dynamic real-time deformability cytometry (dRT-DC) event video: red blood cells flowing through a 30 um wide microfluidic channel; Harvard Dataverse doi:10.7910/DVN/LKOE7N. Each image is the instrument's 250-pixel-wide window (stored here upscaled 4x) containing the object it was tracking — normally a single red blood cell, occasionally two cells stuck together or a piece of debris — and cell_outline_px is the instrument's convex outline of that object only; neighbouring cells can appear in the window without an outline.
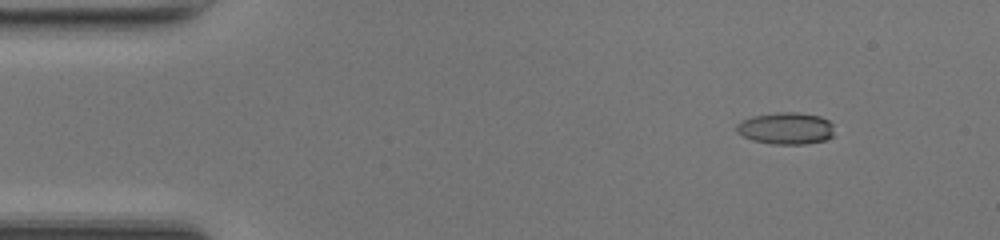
{"species": "common noctule bat (a hibernating species)", "species_latin": "Nyctalus noctula", "temperature_condition": "room temperature", "stored_images_in_passage": 45, "camera_frame_rate_fps": 3000, "um_per_image_px": 0.085, "animal": {"sex": "female", "body_mass_g": 17.0, "forearm_length_mm": 48.0}, "frame": {"image": 1, "passage_image": 1, "time_ms": 0.0, "image_size_px": [1000, 240], "cell_outline_px": [[832, 136], [824, 140], [804, 144], [772, 144], [752, 140], [736, 132], [736, 124], [752, 116], [776, 112], [796, 112], [820, 116], [828, 120], [832, 124]], "centroid_in_image_um": [66.78, 10.9], "position_along_channel_um": 18.2, "area_um2": 18.09}}
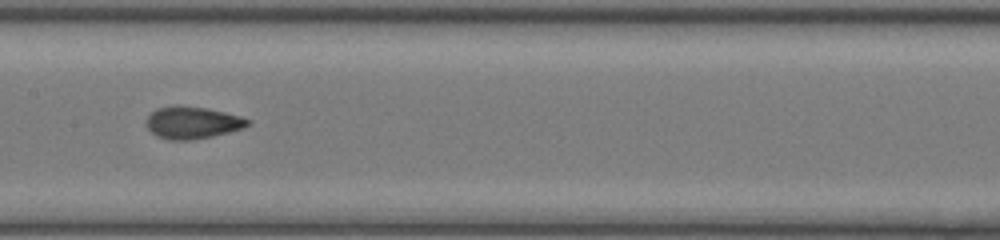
{"frame": {"image": 2, "passage_image": 20, "time_ms": 6.333, "image_size_px": [1000, 240], "cell_outline_px": [[252, 124], [244, 128], [212, 136], [192, 140], [172, 140], [160, 136], [152, 132], [148, 128], [148, 116], [156, 108], [176, 104], [208, 108], [240, 116], [252, 120]], "centroid_in_image_um": [16.41, 10.4], "position_along_channel_um": 191.0, "area_um2": 19.02}}
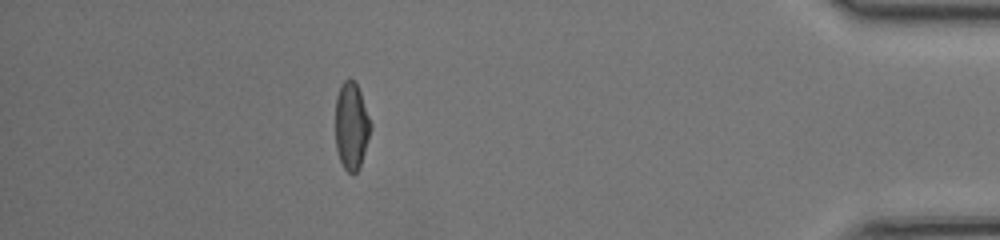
{"frame": {"image": 3, "passage_image": 39, "time_ms": 12.667, "image_size_px": [1000, 240], "cell_outline_px": [[372, 128], [360, 168], [352, 176], [344, 168], [340, 160], [336, 148], [336, 96], [344, 80], [348, 76], [356, 84], [360, 92], [372, 124]], "centroid_in_image_um": [29.88, 10.74], "position_along_channel_um": 405.3, "area_um2": 18.03}, "authors_computed_cell_mechanics": {"area_um2": 18.2648, "velocity_mm_per_s": 4.244, "shape_relaxation_time_tau1_ms": 7.4448, "shape_relaxation_time_tau2_ms": 1.206, "deformation_change_tau1": 0.2241, "deformation_change_tau2": 0.0667}}